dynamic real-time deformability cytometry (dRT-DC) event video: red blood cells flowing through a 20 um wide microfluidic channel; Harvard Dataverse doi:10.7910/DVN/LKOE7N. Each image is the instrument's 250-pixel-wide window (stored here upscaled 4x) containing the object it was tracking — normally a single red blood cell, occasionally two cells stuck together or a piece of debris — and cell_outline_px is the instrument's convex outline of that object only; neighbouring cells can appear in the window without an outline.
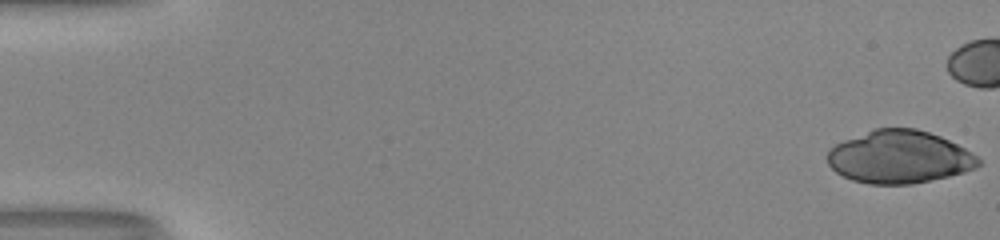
{"species": "human", "species_latin": "Homo sapiens", "temperature_condition": "room temperature", "stored_images_in_passage": 21, "camera_frame_rate_fps": 3000, "um_per_image_px": 0.085, "donor": {"sex": "male"}, "frame": {"image": 1, "passage_image": 1, "time_ms": 0.0, "image_size_px": [1000, 240], "cell_outline_px": [[980, 164], [976, 168], [964, 172], [948, 176], [912, 184], [868, 184], [852, 180], [836, 172], [828, 164], [828, 148], [844, 140], [876, 128], [916, 128], [940, 136], [972, 152], [980, 160]], "centroid_in_image_um": [76.43, 13.35], "position_along_channel_um": 8.6, "area_um2": 46.24}}